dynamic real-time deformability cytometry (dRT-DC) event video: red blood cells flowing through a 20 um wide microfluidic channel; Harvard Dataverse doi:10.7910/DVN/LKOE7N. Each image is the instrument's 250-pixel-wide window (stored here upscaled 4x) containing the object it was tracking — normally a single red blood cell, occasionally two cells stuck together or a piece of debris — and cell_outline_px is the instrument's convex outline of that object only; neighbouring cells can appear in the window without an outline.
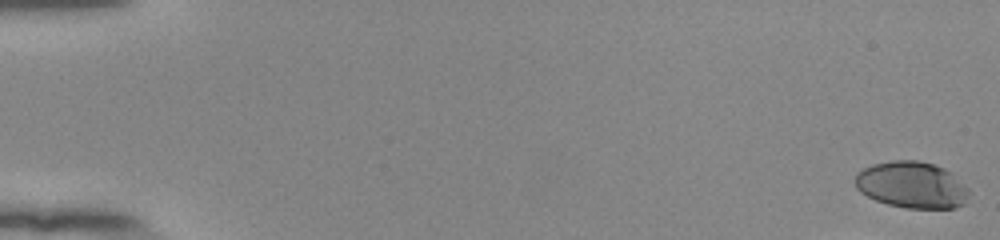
{"species": "human", "species_latin": "Homo sapiens", "temperature_condition": "room temperature", "stored_images_in_passage": 46, "camera_frame_rate_fps": 3000, "um_per_image_px": 0.085, "donor": {"sex": "female"}, "frame": {"image": 1, "passage_image": 1, "time_ms": 0.0, "image_size_px": [1000, 240], "cell_outline_px": [[968, 196], [964, 204], [956, 208], [904, 208], [888, 204], [876, 200], [860, 192], [856, 188], [856, 172], [872, 164], [892, 160], [920, 160], [944, 168], [952, 172], [968, 188]], "centroid_in_image_um": [77.51, 15.71], "position_along_channel_um": 7.5, "area_um2": 31.04}, "authors_computed_cell_mechanics": {"area_um2": 35.836, "velocity_mm_per_s": 3.8413, "shape_relaxation_time_tau1_ms": 2.6592, "shape_relaxation_time_tau2_ms": 9.0902, "deformation_change_tau1": 0.1424, "deformation_change_tau2": 0.1723}}